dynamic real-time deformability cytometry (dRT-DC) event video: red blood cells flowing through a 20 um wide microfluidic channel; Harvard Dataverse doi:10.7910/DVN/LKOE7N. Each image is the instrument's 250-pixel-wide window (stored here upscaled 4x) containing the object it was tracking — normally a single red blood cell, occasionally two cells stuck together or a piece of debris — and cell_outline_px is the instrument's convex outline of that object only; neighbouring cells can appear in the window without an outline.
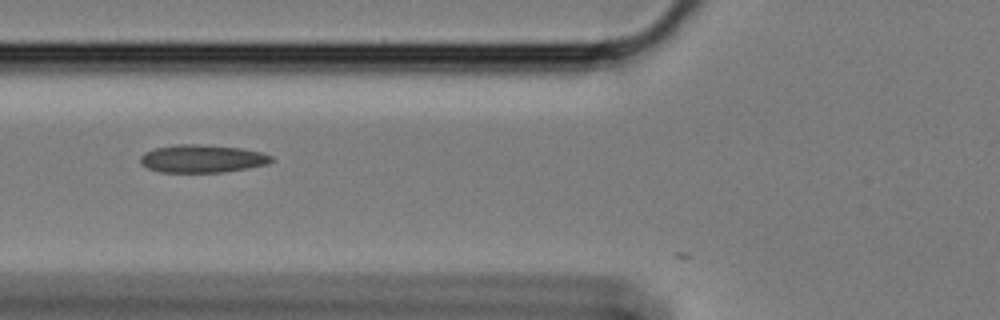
{"species": "Egyptian fruit bat (a non-hibernating species)", "species_latin": "Rousettus aegyptiacus", "temperature_condition": "cold", "stored_images_in_passage": 11, "camera_frame_rate_fps": 3000, "um_per_image_px": 0.085, "animal": {"sex": "female"}, "frame": {"image": 1, "passage_image": 9, "time_ms": 2.667, "image_size_px": [1000, 320], "cell_outline_px": [[276, 160], [268, 164], [248, 168], [224, 172], [160, 172], [148, 168], [140, 164], [140, 156], [144, 152], [156, 148], [176, 144], [200, 144], [240, 148], [260, 152], [272, 156]], "centroid_in_image_um": [17.19, 13.49], "position_along_channel_um": 108.6, "area_um2": 21.39}}